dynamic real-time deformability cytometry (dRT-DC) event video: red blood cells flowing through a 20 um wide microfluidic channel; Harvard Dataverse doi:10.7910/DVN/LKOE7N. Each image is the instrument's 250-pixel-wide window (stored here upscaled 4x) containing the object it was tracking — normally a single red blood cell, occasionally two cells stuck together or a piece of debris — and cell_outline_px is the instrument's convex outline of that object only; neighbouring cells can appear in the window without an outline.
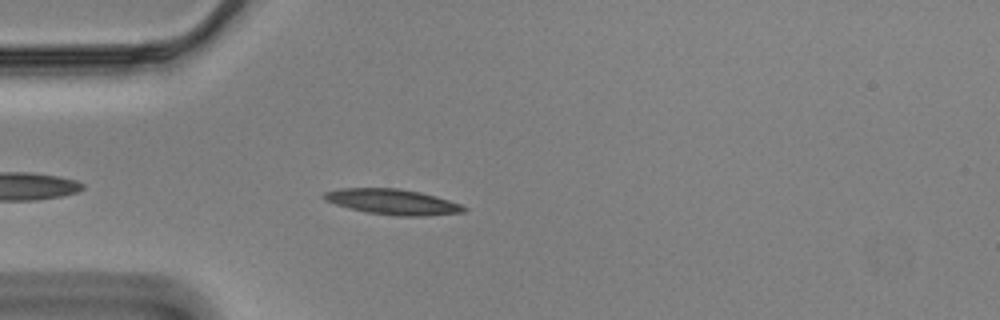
{"species": "Egyptian fruit bat (a non-hibernating species)", "species_latin": "Rousettus aegyptiacus", "temperature_condition": "cold", "stored_images_in_passage": 18, "camera_frame_rate_fps": 3000, "um_per_image_px": 0.085, "animal": {"sex": "male"}, "frame": {"image": 1, "passage_image": 6, "time_ms": 1.667, "image_size_px": [1000, 320], "cell_outline_px": [[468, 208], [464, 212], [424, 216], [396, 216], [368, 212], [348, 208], [324, 200], [320, 196], [324, 192], [340, 188], [400, 188], [420, 192], [436, 196], [460, 204]], "centroid_in_image_um": [33.34, 17.15], "position_along_channel_um": 51.7, "area_um2": 20.81}}
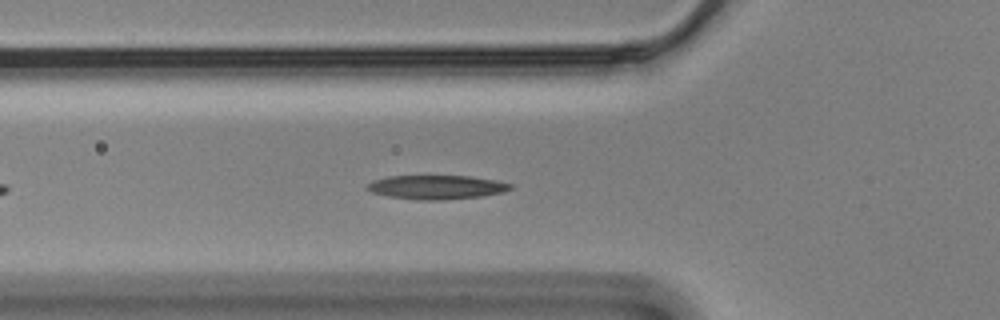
{"frame": {"image": 2, "passage_image": 10, "time_ms": 3.0, "image_size_px": [1000, 320], "cell_outline_px": [[512, 188], [504, 192], [480, 196], [440, 200], [416, 200], [388, 196], [372, 192], [364, 188], [372, 180], [388, 176], [468, 176], [496, 180], [512, 184]], "centroid_in_image_um": [37.08, 15.91], "position_along_channel_um": 88.7, "area_um2": 20.0}}
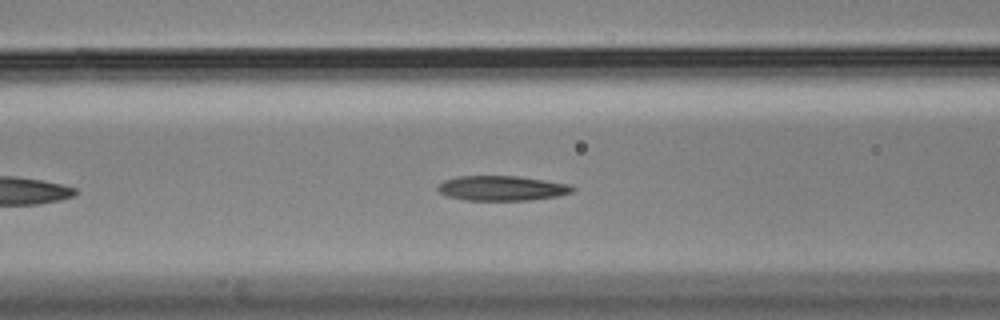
{"frame": {"image": 3, "passage_image": 13, "time_ms": 4.0, "image_size_px": [1000, 320], "cell_outline_px": [[576, 188], [572, 192], [556, 196], [528, 200], [464, 200], [448, 196], [440, 192], [436, 188], [444, 180], [460, 176], [516, 176], [572, 184]], "centroid_in_image_um": [42.68, 15.99], "position_along_channel_um": 123.9, "area_um2": 19.42}}